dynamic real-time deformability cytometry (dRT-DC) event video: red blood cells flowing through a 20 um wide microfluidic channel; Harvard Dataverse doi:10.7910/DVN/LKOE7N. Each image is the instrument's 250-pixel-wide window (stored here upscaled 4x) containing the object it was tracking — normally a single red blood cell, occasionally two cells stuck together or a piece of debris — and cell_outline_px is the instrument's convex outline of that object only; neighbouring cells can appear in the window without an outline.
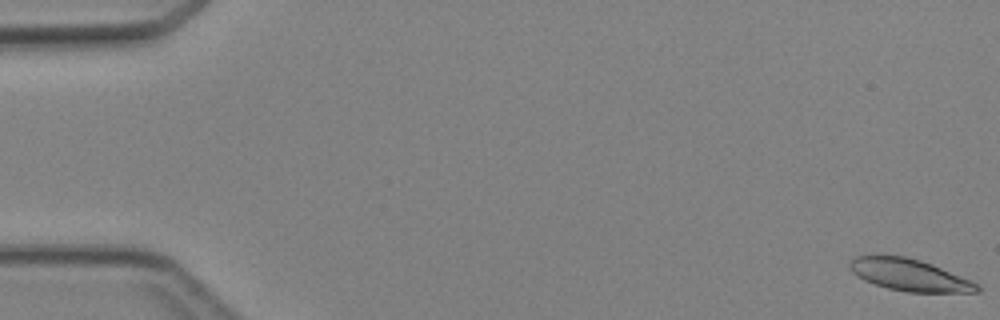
{"species": "Egyptian fruit bat (a non-hibernating species)", "species_latin": "Rousettus aegyptiacus", "temperature_condition": "cold", "stored_images_in_passage": 5, "camera_frame_rate_fps": 3000, "um_per_image_px": 0.085, "animal": {"sex": "female"}, "frame": {"image": 1, "passage_image": 1, "time_ms": 0.0, "image_size_px": [1000, 320], "cell_outline_px": [[980, 292], [908, 292], [888, 288], [864, 280], [852, 272], [848, 264], [856, 256], [904, 256], [920, 260], [932, 264], [972, 280], [980, 284]], "centroid_in_image_um": [77.35, 23.38], "position_along_channel_um": 7.6, "area_um2": 23.47}}
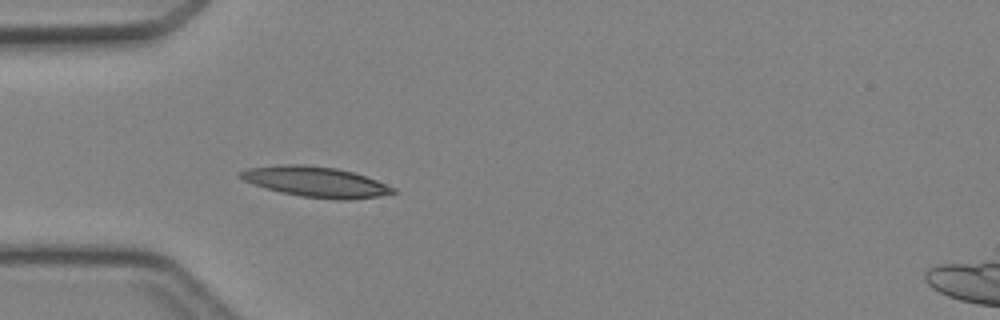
{"frame": {"image": 2, "passage_image": 5, "time_ms": 4.667, "image_size_px": [1000, 320], "cell_outline_px": [[396, 192], [380, 196], [348, 200], [336, 200], [300, 196], [280, 192], [244, 180], [236, 176], [236, 172], [248, 168], [276, 164], [304, 164], [336, 168], [352, 172], [376, 180], [396, 188]], "centroid_in_image_um": [26.81, 15.45], "position_along_channel_um": 58.2, "area_um2": 27.11}}